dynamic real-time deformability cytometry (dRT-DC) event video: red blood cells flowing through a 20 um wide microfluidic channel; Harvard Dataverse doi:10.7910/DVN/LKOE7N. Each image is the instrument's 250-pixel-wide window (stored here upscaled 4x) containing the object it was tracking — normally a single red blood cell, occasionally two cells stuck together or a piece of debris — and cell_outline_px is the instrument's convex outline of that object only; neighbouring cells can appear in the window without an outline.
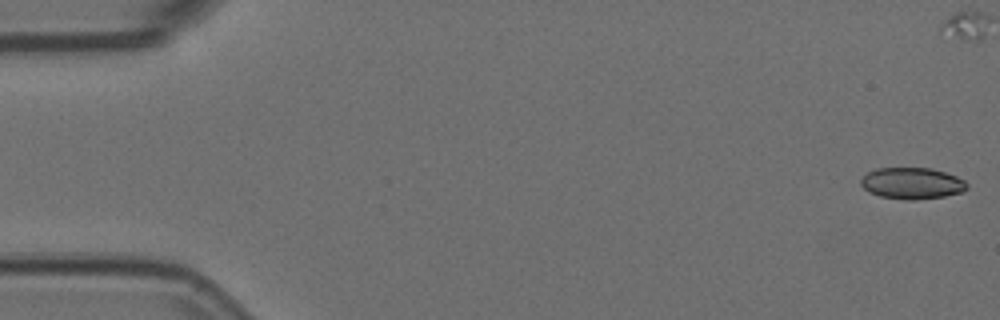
{"species": "Egyptian fruit bat (a non-hibernating species)", "species_latin": "Rousettus aegyptiacus", "temperature_condition": "room temperature", "stored_images_in_passage": 55, "camera_frame_rate_fps": 3000, "um_per_image_px": 0.085, "animal": {"sex": "female"}, "frame": {"image": 1, "passage_image": 1, "time_ms": 0.0, "image_size_px": [1000, 320], "cell_outline_px": [[968, 188], [960, 192], [944, 196], [916, 200], [908, 200], [880, 196], [868, 192], [860, 184], [860, 180], [868, 172], [876, 168], [932, 168], [956, 176], [964, 180], [968, 184]], "centroid_in_image_um": [77.51, 15.58], "position_along_channel_um": 7.5, "area_um2": 19.42}}
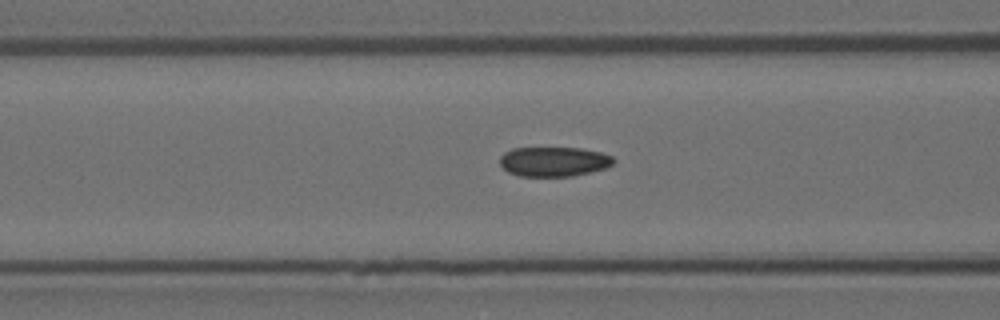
{"frame": {"image": 2, "passage_image": 21, "time_ms": 6.667, "image_size_px": [1000, 320], "cell_outline_px": [[612, 164], [604, 168], [572, 176], [520, 176], [508, 172], [500, 164], [500, 156], [504, 152], [512, 148], [580, 148], [600, 152], [612, 156]], "centroid_in_image_um": [47.02, 13.73], "position_along_channel_um": 119.6, "area_um2": 19.42}}
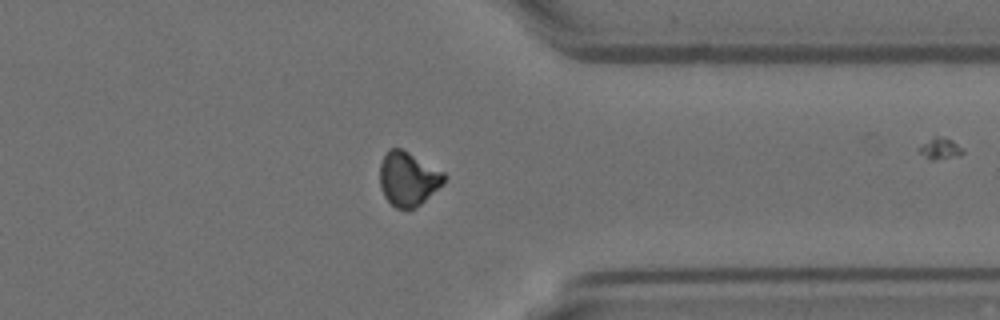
{"frame": {"image": 3, "passage_image": 42, "time_ms": 13.667, "image_size_px": [1000, 320], "cell_outline_px": [[448, 176], [444, 184], [416, 208], [396, 208], [384, 196], [380, 188], [380, 164], [388, 148], [400, 148], [408, 152], [444, 172]], "centroid_in_image_um": [34.71, 15.2], "position_along_channel_um": 376.7, "area_um2": 20.29}, "authors_computed_cell_mechanics": {"area_um2": 19.941, "velocity_mm_per_s": 3.7725, "shape_relaxation_time_tau1_ms": null, "shape_relaxation_time_tau2_ms": 3.5736, "deformation_change_tau1": null, "deformation_change_tau2": 0.0752}}